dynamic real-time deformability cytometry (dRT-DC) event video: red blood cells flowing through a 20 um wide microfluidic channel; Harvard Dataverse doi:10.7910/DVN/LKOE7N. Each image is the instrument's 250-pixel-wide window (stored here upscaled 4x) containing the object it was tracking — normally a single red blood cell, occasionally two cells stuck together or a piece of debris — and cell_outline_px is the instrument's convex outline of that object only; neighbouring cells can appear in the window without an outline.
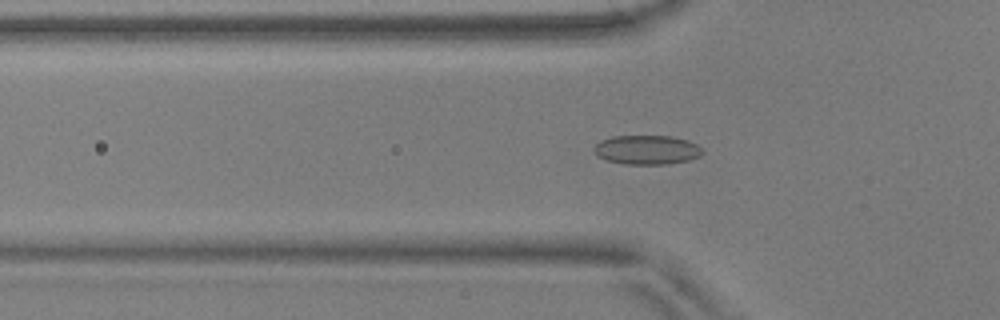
{"species": "common noctule bat (a hibernating species)", "species_latin": "Nyctalus noctula", "temperature_condition": "warm", "stored_images_in_passage": 42, "camera_frame_rate_fps": 3000, "um_per_image_px": 0.085, "animal": {"sex": "male", "body_mass_g": 17.9, "forearm_length_mm": 54.2}, "frame": {"image": 1, "passage_image": 5, "time_ms": 1.333, "image_size_px": [1000, 320], "cell_outline_px": [[704, 152], [700, 156], [688, 160], [668, 164], [624, 164], [608, 160], [596, 156], [592, 148], [600, 140], [612, 136], [668, 136], [688, 140], [704, 148]], "centroid_in_image_um": [54.98, 12.73], "position_along_channel_um": 70.8, "area_um2": 18.61}}
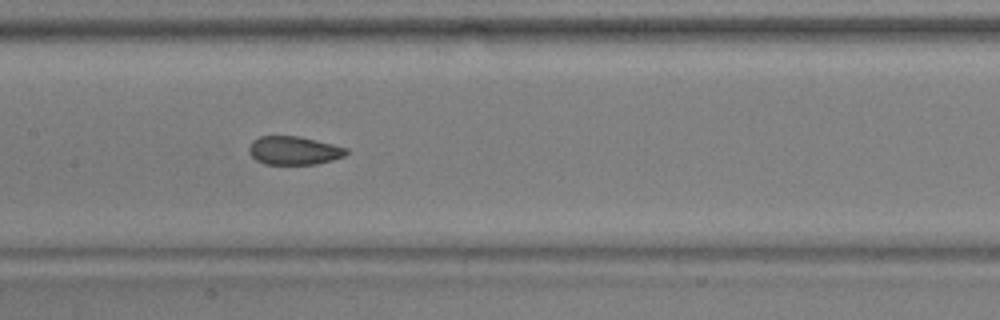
{"frame": {"image": 2, "passage_image": 14, "time_ms": 4.333, "image_size_px": [1000, 320], "cell_outline_px": [[348, 152], [344, 156], [332, 160], [316, 164], [264, 164], [256, 160], [248, 152], [248, 148], [252, 140], [260, 136], [296, 136], [316, 140], [348, 148]], "centroid_in_image_um": [24.96, 12.79], "position_along_channel_um": 182.4, "area_um2": 16.13}}
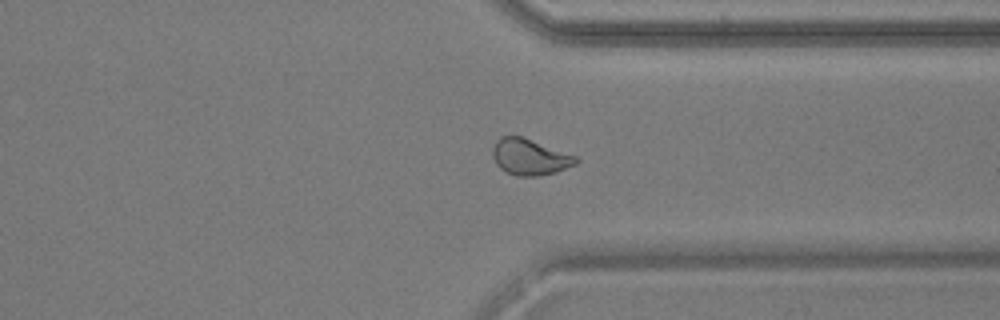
{"frame": {"image": 3, "passage_image": 29, "time_ms": 9.333, "image_size_px": [1000, 320], "cell_outline_px": [[580, 160], [576, 164], [556, 172], [536, 176], [516, 176], [504, 172], [496, 164], [492, 156], [492, 148], [496, 140], [500, 136], [524, 136], [576, 156]], "centroid_in_image_um": [45.01, 13.34], "position_along_channel_um": 366.4, "area_um2": 17.8}, "authors_computed_cell_mechanics": {"area_um2": 17.5423, "velocity_mm_per_s": 3.6862, "shape_relaxation_time_tau1_ms": null, "shape_relaxation_time_tau2_ms": 2.0493, "deformation_change_tau1": null, "deformation_change_tau2": 0.0419}}